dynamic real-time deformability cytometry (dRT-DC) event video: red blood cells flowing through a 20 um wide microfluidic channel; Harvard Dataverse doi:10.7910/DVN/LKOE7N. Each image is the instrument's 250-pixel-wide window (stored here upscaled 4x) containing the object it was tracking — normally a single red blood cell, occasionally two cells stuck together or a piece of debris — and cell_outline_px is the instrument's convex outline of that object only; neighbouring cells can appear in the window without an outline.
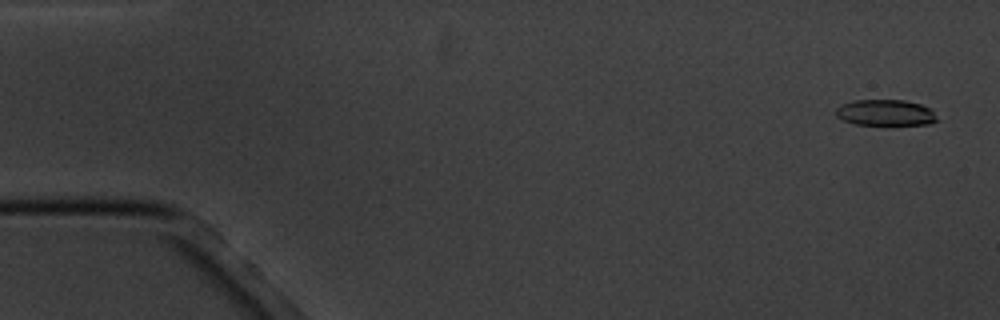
{"species": "common noctule bat (a hibernating species)", "species_latin": "Nyctalus noctula", "temperature_condition": "cold", "stored_images_in_passage": 4, "camera_frame_rate_fps": 3000, "um_per_image_px": 0.085, "animal": {"sex": "male", "body_mass_g": 20.1, "forearm_length_mm": 53.5}, "frame": {"image": 1, "passage_image": 1, "time_ms": 0.0, "image_size_px": [1000, 320], "cell_outline_px": [[940, 120], [928, 124], [892, 128], [856, 124], [844, 120], [836, 116], [836, 108], [840, 104], [856, 100], [904, 100], [920, 104], [932, 108]], "centroid_in_image_um": [75.34, 9.63], "position_along_channel_um": 9.7, "area_um2": 16.42}}
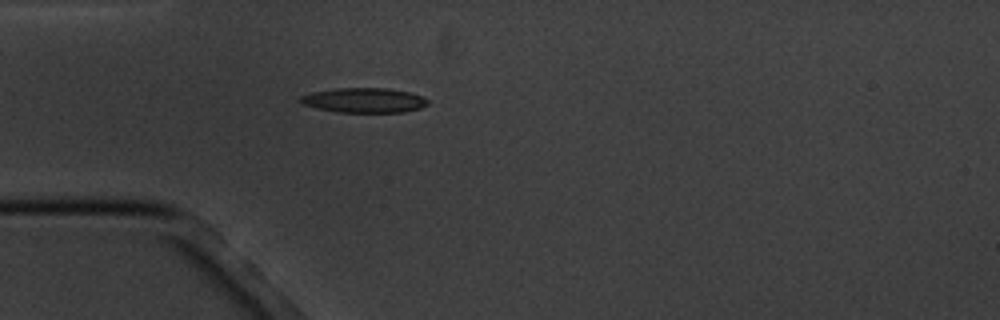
{"frame": {"image": 2, "passage_image": 4, "time_ms": 4.667, "image_size_px": [1000, 320], "cell_outline_px": [[428, 104], [420, 108], [404, 112], [336, 112], [316, 108], [304, 104], [300, 100], [300, 96], [312, 92], [336, 88], [388, 88], [408, 92], [420, 96], [428, 100]], "centroid_in_image_um": [30.94, 8.52], "position_along_channel_um": 54.1, "area_um2": 18.26}}